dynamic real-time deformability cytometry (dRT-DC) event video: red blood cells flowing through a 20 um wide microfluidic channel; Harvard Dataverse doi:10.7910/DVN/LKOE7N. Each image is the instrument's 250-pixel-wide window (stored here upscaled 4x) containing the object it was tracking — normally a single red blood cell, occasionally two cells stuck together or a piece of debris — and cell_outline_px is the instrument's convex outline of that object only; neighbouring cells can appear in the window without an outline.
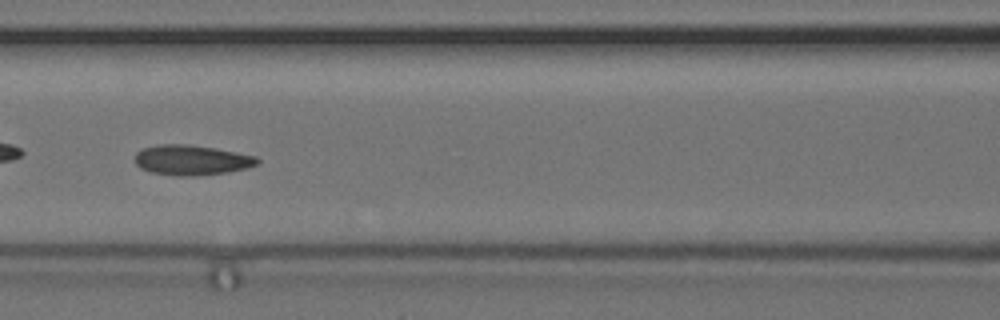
{"species": "common noctule bat (a hibernating species)", "species_latin": "Nyctalus noctula", "temperature_condition": "cold", "stored_images_in_passage": 35, "camera_frame_rate_fps": 3000, "um_per_image_px": 0.085, "animal": {"sex": "female", "body_mass_g": 24.6, "forearm_length_mm": 56.2}, "frame": {"image": 1, "passage_image": 25, "time_ms": 8.0, "image_size_px": [1000, 320], "cell_outline_px": [[260, 160], [256, 164], [248, 168], [228, 172], [192, 176], [176, 176], [152, 172], [140, 168], [136, 164], [136, 152], [144, 148], [160, 144], [188, 144], [216, 148], [256, 156]], "centroid_in_image_um": [16.3, 13.6], "position_along_channel_um": 150.3, "area_um2": 21.44}}